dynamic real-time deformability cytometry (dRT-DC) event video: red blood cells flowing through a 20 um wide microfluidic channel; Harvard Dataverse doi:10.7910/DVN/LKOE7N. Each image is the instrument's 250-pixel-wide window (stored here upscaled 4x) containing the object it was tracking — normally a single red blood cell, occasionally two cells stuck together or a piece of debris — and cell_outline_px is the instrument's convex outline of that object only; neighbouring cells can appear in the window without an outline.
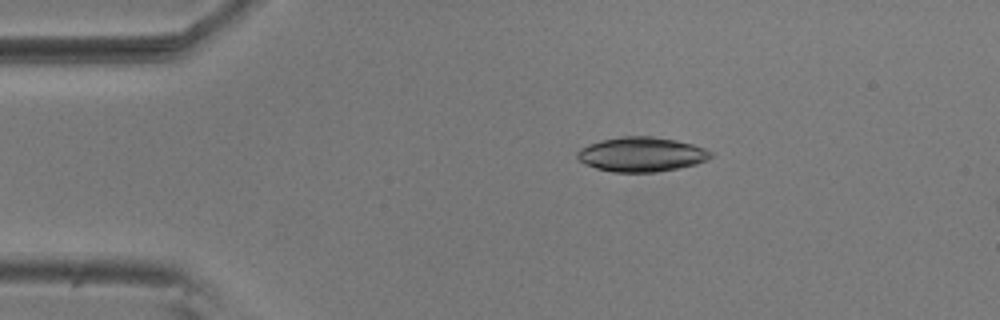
{"species": "common noctule bat (a hibernating species)", "species_latin": "Nyctalus noctula", "temperature_condition": "room temperature", "stored_images_in_passage": 16, "camera_frame_rate_fps": 3000, "um_per_image_px": 0.085, "animal": {"sex": "male", "body_mass_g": 20.5, "forearm_length_mm": 52.5}, "frame": {"image": 1, "passage_image": 10, "time_ms": 3.0, "image_size_px": [1000, 320], "cell_outline_px": [[712, 156], [708, 160], [696, 164], [680, 168], [656, 172], [612, 172], [596, 168], [584, 164], [576, 156], [576, 152], [580, 148], [588, 144], [620, 136], [652, 136], [676, 140], [692, 144], [704, 148], [712, 152]], "centroid_in_image_um": [54.53, 13.12], "position_along_channel_um": 30.5, "area_um2": 26.99}}